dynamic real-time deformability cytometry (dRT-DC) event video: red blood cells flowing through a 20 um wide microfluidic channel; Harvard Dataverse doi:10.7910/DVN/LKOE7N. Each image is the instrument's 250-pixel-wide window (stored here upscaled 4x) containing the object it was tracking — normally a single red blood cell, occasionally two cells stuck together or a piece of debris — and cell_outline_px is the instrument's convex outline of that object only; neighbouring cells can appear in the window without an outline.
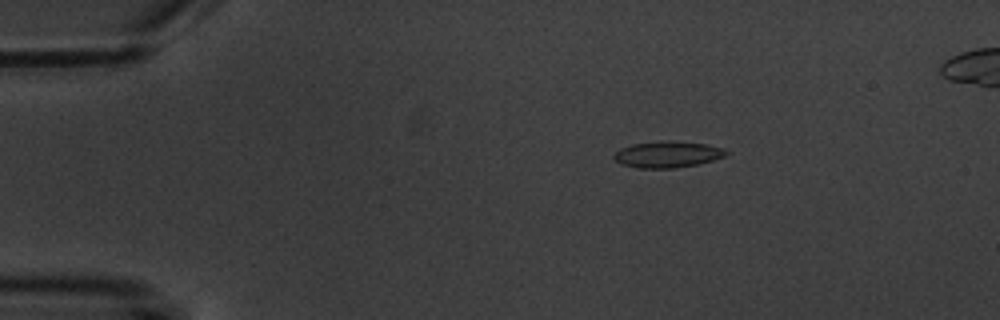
{"species": "common noctule bat (a hibernating species)", "species_latin": "Nyctalus noctula", "temperature_condition": "warm", "stored_images_in_passage": 6, "camera_frame_rate_fps": 3000, "um_per_image_px": 0.085, "animal": {"sex": "male", "body_mass_g": 20.1, "forearm_length_mm": 53.5}, "frame": {"image": 1, "passage_image": 3, "time_ms": 2.333, "image_size_px": [1000, 320], "cell_outline_px": [[728, 152], [724, 156], [700, 164], [672, 168], [636, 168], [620, 164], [612, 156], [620, 148], [632, 144], [708, 144], [724, 148]], "centroid_in_image_um": [56.72, 13.19], "position_along_channel_um": 28.3, "area_um2": 16.18}}